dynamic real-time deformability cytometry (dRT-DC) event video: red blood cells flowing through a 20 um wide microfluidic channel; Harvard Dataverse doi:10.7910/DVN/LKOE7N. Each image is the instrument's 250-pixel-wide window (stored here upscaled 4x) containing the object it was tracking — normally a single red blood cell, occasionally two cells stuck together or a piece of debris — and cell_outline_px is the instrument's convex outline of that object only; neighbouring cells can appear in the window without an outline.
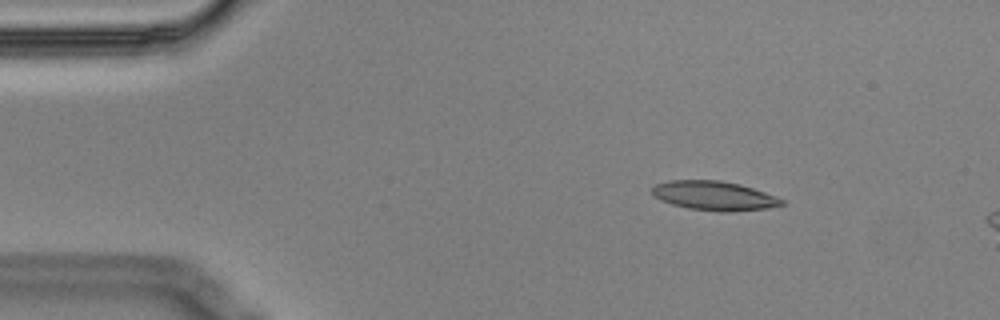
{"species": "Egyptian fruit bat (a non-hibernating species)", "species_latin": "Rousettus aegyptiacus", "temperature_condition": "cold", "stored_images_in_passage": 3, "camera_frame_rate_fps": 3000, "um_per_image_px": 0.085, "animal": {"sex": "male"}, "frame": {"image": 1, "passage_image": 1, "time_ms": 0.0, "image_size_px": [1000, 320], "cell_outline_px": [[784, 204], [768, 208], [732, 212], [720, 212], [688, 208], [672, 204], [660, 200], [652, 196], [652, 188], [656, 184], [668, 180], [720, 180], [740, 184], [776, 196], [784, 200]], "centroid_in_image_um": [60.68, 16.64], "position_along_channel_um": 24.3, "area_um2": 22.2}}